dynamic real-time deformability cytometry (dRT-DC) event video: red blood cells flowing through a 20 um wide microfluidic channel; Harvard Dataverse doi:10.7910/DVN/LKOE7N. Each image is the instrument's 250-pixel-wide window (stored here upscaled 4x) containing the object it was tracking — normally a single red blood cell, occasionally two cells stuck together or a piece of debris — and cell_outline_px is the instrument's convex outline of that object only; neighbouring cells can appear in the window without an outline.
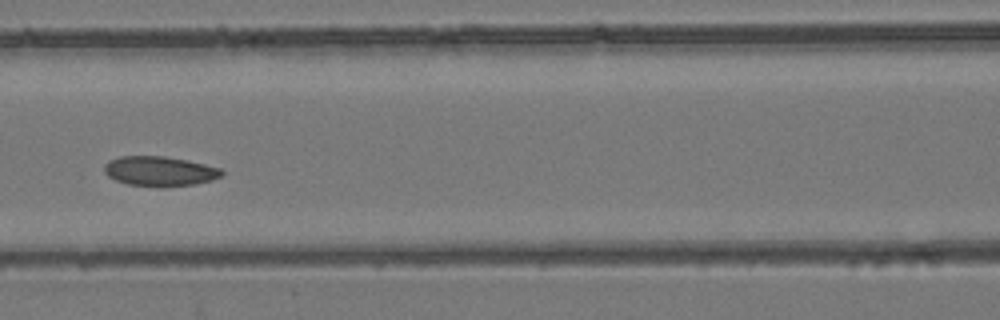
{"species": "common noctule bat (a hibernating species)", "species_latin": "Nyctalus noctula", "temperature_condition": "room temperature", "stored_images_in_passage": 6, "camera_frame_rate_fps": 3000, "um_per_image_px": 0.085, "animal": {"sex": "female", "body_mass_g": 24.6, "forearm_length_mm": 56.2}, "frame": {"image": 1, "passage_image": 5, "time_ms": 1.333, "image_size_px": [1000, 320], "cell_outline_px": [[224, 172], [220, 176], [212, 180], [196, 184], [164, 188], [160, 188], [128, 184], [116, 180], [108, 176], [104, 172], [104, 164], [108, 160], [120, 156], [164, 156], [188, 160], [220, 168]], "centroid_in_image_um": [13.56, 14.56], "position_along_channel_um": 153.0, "area_um2": 20.69}}
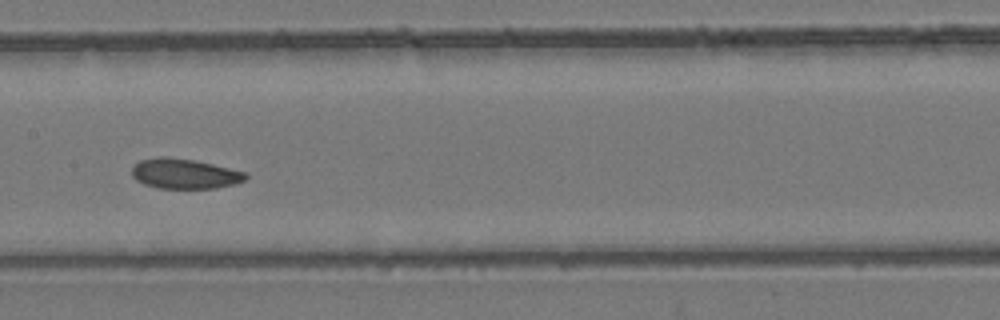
{"frame": {"image": 2, "passage_image": 6, "time_ms": 1.667, "image_size_px": [1000, 320], "cell_outline_px": [[248, 176], [244, 180], [236, 184], [216, 188], [156, 188], [144, 184], [136, 180], [132, 176], [132, 164], [140, 160], [160, 156], [164, 156], [192, 160], [212, 164], [248, 172]], "centroid_in_image_um": [15.67, 14.77], "position_along_channel_um": 191.7, "area_um2": 20.06}}